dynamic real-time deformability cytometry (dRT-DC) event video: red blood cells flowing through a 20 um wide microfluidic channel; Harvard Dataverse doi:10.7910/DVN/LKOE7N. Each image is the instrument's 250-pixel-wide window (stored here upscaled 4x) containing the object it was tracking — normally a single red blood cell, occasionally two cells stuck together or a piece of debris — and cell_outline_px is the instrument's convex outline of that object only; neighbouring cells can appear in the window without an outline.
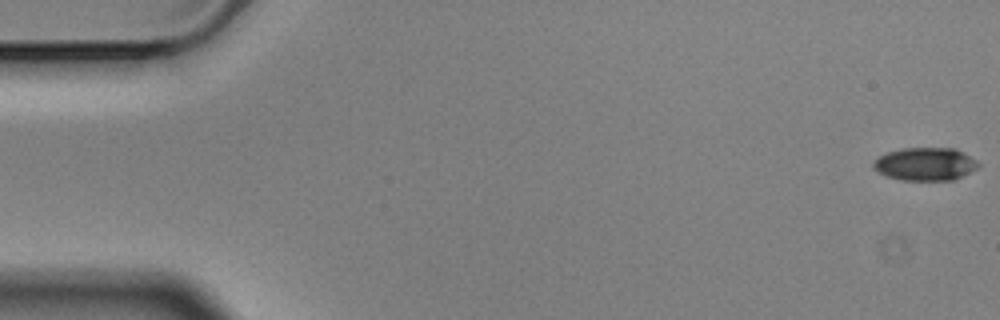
{"species": "Egyptian fruit bat (a non-hibernating species)", "species_latin": "Rousettus aegyptiacus", "temperature_condition": "cold", "stored_images_in_passage": 57, "camera_frame_rate_fps": 3000, "um_per_image_px": 0.085, "animal": {"sex": "male"}, "frame": {"image": 1, "passage_image": 1, "time_ms": 0.0, "image_size_px": [1000, 320], "cell_outline_px": [[980, 164], [976, 168], [952, 180], [904, 180], [888, 176], [872, 168], [872, 164], [884, 152], [900, 148], [956, 148], [976, 160]], "centroid_in_image_um": [78.62, 13.92], "position_along_channel_um": 6.4, "area_um2": 20.0}}
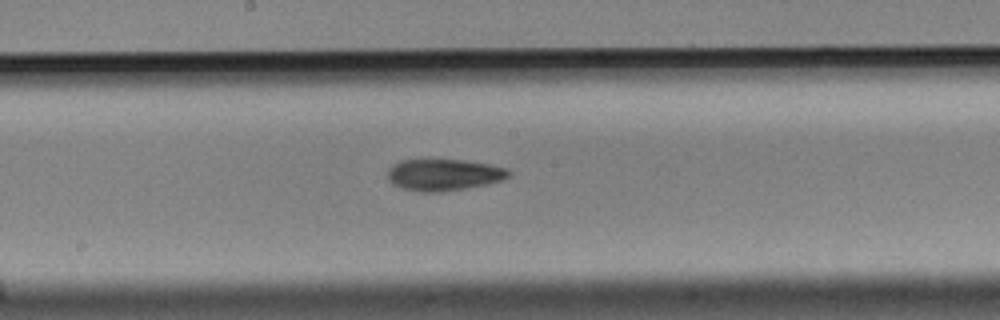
{"frame": {"image": 2, "passage_image": 30, "time_ms": 9.667, "image_size_px": [1000, 320], "cell_outline_px": [[512, 172], [504, 180], [464, 188], [440, 192], [420, 192], [400, 188], [392, 184], [388, 180], [388, 168], [392, 164], [400, 160], [464, 160], [492, 164], [508, 168]], "centroid_in_image_um": [37.71, 14.85], "position_along_channel_um": 210.5, "area_um2": 22.48}}
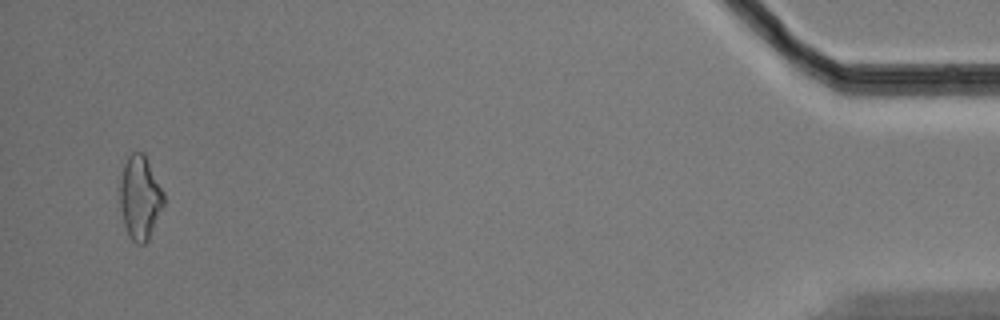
{"frame": {"image": 3, "passage_image": 55, "time_ms": 18.0, "image_size_px": [1000, 320], "cell_outline_px": [[164, 204], [148, 240], [144, 244], [136, 244], [128, 236], [124, 224], [120, 208], [120, 180], [124, 164], [128, 156], [132, 152], [144, 152], [164, 192]], "centroid_in_image_um": [11.9, 16.79], "position_along_channel_um": 423.3, "area_um2": 21.44}, "authors_computed_cell_mechanics": {"area_um2": 21.3282, "velocity_mm_per_s": 3.5583, "shape_relaxation_time_tau1_ms": 4.6478, "shape_relaxation_time_tau2_ms": 7.1765, "deformation_change_tau1": 0.1233, "deformation_change_tau2": 0.1612}}